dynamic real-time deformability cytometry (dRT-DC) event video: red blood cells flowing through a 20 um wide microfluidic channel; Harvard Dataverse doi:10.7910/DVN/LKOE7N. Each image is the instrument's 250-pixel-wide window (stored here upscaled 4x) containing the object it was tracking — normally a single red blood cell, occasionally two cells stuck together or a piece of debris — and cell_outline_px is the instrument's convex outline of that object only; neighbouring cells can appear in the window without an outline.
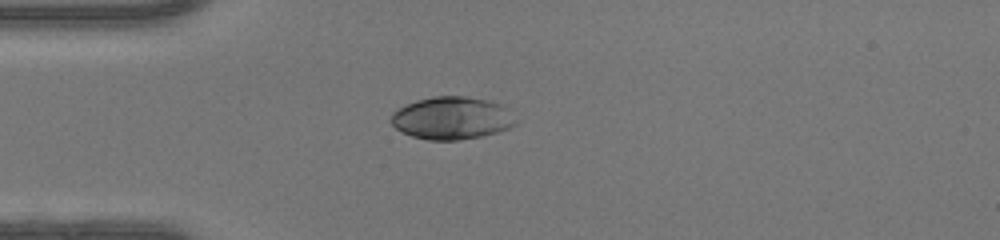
{"species": "human", "species_latin": "Homo sapiens", "temperature_condition": "warm", "stored_images_in_passage": 36, "camera_frame_rate_fps": 3000, "um_per_image_px": 0.085, "donor": {"sex": "female"}, "frame": {"image": 1, "passage_image": 1, "time_ms": 0.0, "image_size_px": [1000, 240], "cell_outline_px": [[516, 124], [508, 128], [496, 132], [480, 136], [456, 140], [428, 140], [412, 136], [396, 128], [392, 124], [392, 112], [416, 100], [432, 96], [464, 96], [488, 100], [504, 104], [508, 108]], "centroid_in_image_um": [38.42, 10.02], "position_along_channel_um": 46.6, "area_um2": 30.69}}
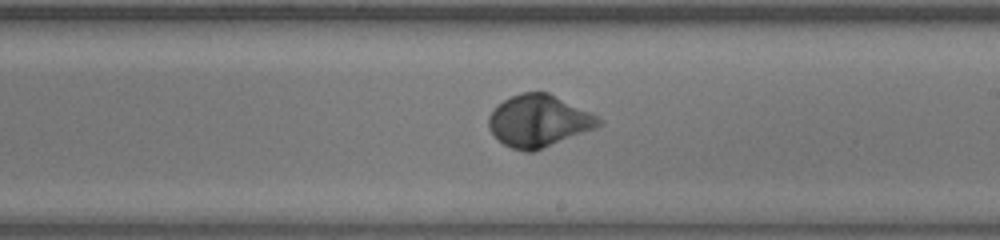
{"frame": {"image": 2, "passage_image": 16, "time_ms": 5.0, "image_size_px": [1000, 240], "cell_outline_px": [[604, 124], [596, 128], [532, 152], [524, 152], [512, 148], [504, 144], [488, 128], [488, 116], [496, 104], [520, 92], [548, 92], [604, 120]], "centroid_in_image_um": [45.77, 10.28], "position_along_channel_um": 243.2, "area_um2": 33.12}}
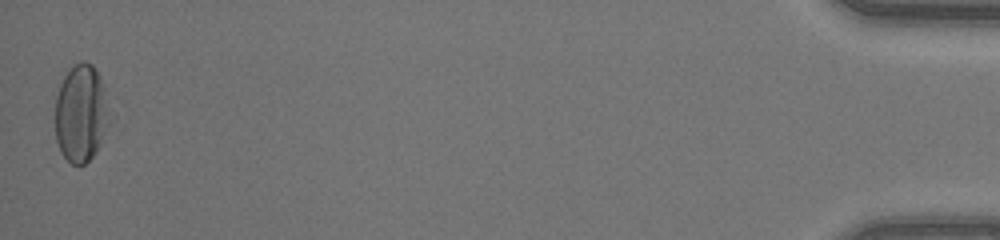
{"frame": {"image": 3, "passage_image": 36, "time_ms": 11.667, "image_size_px": [1000, 240], "cell_outline_px": [[108, 124], [96, 152], [84, 164], [72, 164], [60, 152], [56, 140], [56, 96], [60, 84], [64, 76], [80, 60], [84, 60], [92, 64], [100, 80], [108, 120]], "centroid_in_image_um": [6.83, 9.66], "position_along_channel_um": 428.4, "area_um2": 29.77}, "authors_computed_cell_mechanics": {"area_um2": 30.7207, "velocity_mm_per_s": 4.2566, "shape_relaxation_time_tau1_ms": 2.5015, "shape_relaxation_time_tau2_ms": null, "deformation_change_tau1": 0.1983, "deformation_change_tau2": null}}